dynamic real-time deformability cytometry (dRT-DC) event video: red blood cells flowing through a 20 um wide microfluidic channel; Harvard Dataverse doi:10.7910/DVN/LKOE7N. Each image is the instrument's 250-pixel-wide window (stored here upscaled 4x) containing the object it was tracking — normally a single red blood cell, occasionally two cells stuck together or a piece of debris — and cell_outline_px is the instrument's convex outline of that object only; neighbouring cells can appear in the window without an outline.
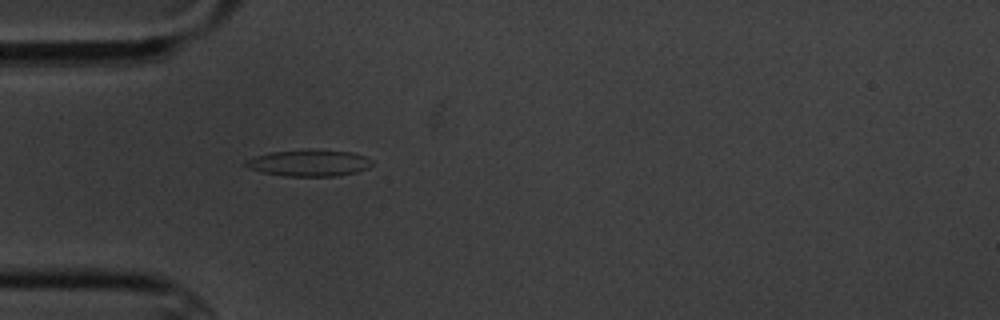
{"species": "common noctule bat (a hibernating species)", "species_latin": "Nyctalus noctula", "temperature_condition": "cold", "stored_images_in_passage": 5, "camera_frame_rate_fps": 3000, "um_per_image_px": 0.085, "animal": {"sex": "male", "body_mass_g": 20.1, "forearm_length_mm": 53.5}, "frame": {"image": 1, "passage_image": 5, "time_ms": 4.667, "image_size_px": [1000, 320], "cell_outline_px": [[372, 164], [368, 168], [356, 172], [336, 176], [284, 176], [264, 172], [248, 168], [244, 164], [244, 160], [252, 156], [268, 152], [308, 148], [352, 152], [364, 156], [372, 160]], "centroid_in_image_um": [26.23, 13.83], "position_along_channel_um": 58.8, "area_um2": 19.94}}